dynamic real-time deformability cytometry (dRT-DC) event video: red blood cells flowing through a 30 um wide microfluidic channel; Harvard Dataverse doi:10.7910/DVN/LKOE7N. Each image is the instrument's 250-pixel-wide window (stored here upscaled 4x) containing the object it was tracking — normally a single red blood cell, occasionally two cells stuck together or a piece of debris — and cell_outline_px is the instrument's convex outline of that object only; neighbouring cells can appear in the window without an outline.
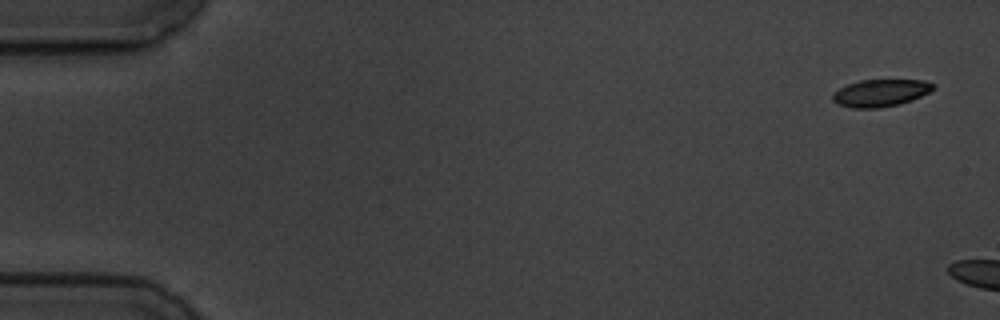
{"species": "common noctule bat (a hibernating species)", "species_latin": "Nyctalus noctula", "temperature_condition": "cold", "stored_images_in_passage": 4, "camera_frame_rate_fps": 3000, "um_per_image_px": 0.085, "animal": {"sex": "male", "body_mass_g": 19.5, "forearm_length_mm": 54.6}, "frame": {"image": 1, "passage_image": 1, "time_ms": 0.0, "image_size_px": [1000, 320], "cell_outline_px": [[936, 88], [912, 100], [900, 104], [880, 108], [852, 108], [840, 104], [832, 100], [832, 92], [848, 84], [860, 80], [924, 80], [936, 84]], "centroid_in_image_um": [74.86, 7.89], "position_along_channel_um": 10.1, "area_um2": 16.01}}